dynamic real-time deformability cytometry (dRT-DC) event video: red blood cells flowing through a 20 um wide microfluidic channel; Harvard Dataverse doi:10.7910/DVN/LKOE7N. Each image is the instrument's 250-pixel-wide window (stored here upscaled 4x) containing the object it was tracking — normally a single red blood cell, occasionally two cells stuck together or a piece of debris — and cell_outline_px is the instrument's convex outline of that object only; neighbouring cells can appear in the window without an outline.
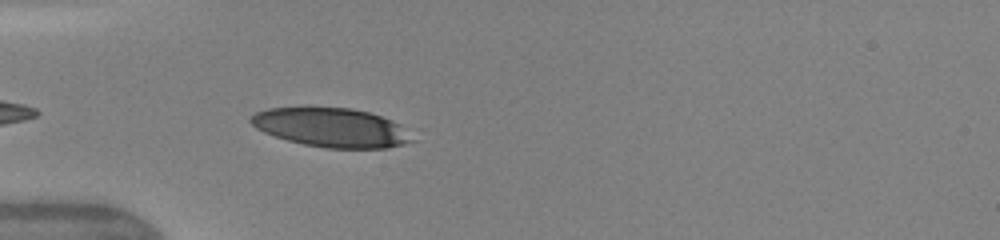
{"species": "human", "species_latin": "Homo sapiens", "temperature_condition": "warm", "stored_images_in_passage": 12, "camera_frame_rate_fps": 3000, "um_per_image_px": 0.085, "donor": {"sex": "female"}, "frame": {"image": 1, "passage_image": 3, "time_ms": 0.667, "image_size_px": [1000, 240], "cell_outline_px": [[416, 140], [404, 144], [388, 148], [324, 148], [304, 144], [288, 140], [264, 132], [256, 128], [248, 120], [256, 112], [268, 108], [308, 104], [352, 108], [368, 112], [392, 120], [400, 124]], "centroid_in_image_um": [28.13, 10.79], "position_along_channel_um": 56.9, "area_um2": 37.69}}